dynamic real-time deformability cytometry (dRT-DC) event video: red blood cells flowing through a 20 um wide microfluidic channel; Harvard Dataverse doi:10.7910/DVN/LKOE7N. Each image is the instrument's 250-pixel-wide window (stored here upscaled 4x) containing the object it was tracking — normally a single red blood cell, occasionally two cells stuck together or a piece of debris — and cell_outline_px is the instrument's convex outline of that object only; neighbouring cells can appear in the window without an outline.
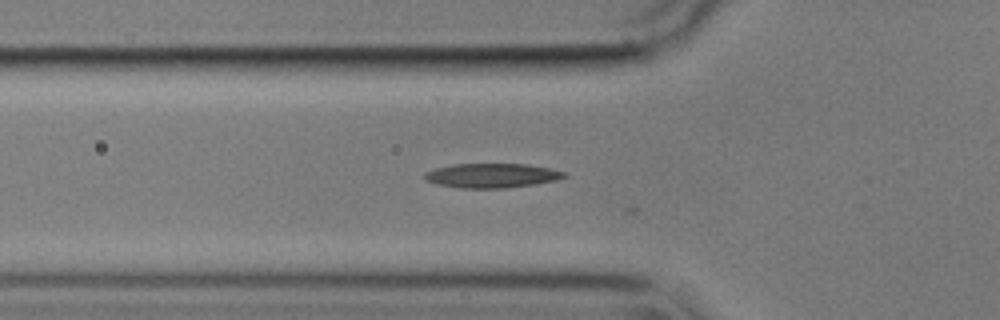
{"species": "common noctule bat (a hibernating species)", "species_latin": "Nyctalus noctula", "temperature_condition": "cold", "stored_images_in_passage": 4, "camera_frame_rate_fps": 3000, "um_per_image_px": 0.085, "animal": {"sex": "male", "body_mass_g": 17.9}, "frame": {"image": 1, "passage_image": 3, "time_ms": 0.667, "image_size_px": [1000, 320], "cell_outline_px": [[568, 176], [556, 180], [536, 184], [508, 188], [460, 188], [436, 184], [424, 180], [424, 172], [436, 168], [452, 164], [524, 164], [548, 168], [568, 172]], "centroid_in_image_um": [41.8, 14.93], "position_along_channel_um": 84.0, "area_um2": 20.0}}